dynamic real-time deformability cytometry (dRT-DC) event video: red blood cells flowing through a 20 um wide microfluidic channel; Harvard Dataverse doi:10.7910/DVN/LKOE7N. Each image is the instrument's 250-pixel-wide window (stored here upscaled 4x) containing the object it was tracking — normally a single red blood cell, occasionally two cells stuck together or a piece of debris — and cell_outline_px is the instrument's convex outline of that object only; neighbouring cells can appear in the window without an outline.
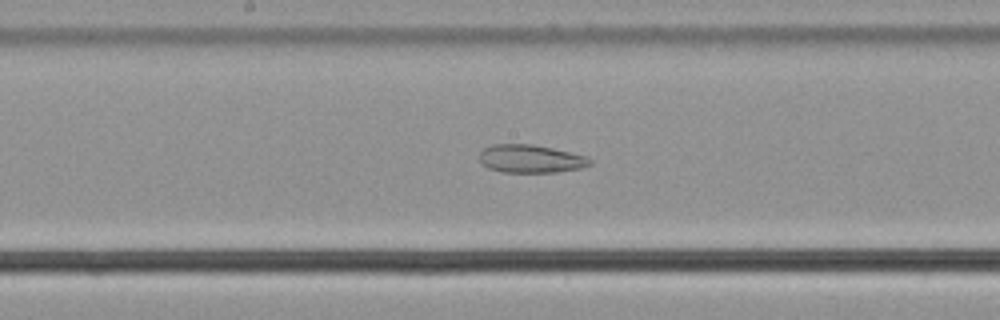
{"species": "common noctule bat (a hibernating species)", "species_latin": "Nyctalus noctula", "temperature_condition": "cold", "stored_images_in_passage": 58, "camera_frame_rate_fps": 3000, "um_per_image_px": 0.085, "animal": {"sex": "male", "body_mass_g": 21.5, "forearm_length_mm": 52.0}, "frame": {"image": 1, "passage_image": 31, "time_ms": 10.0, "image_size_px": [1000, 320], "cell_outline_px": [[592, 164], [580, 168], [556, 172], [504, 172], [488, 168], [480, 164], [480, 152], [484, 148], [492, 144], [532, 144], [552, 148], [588, 156], [592, 160]], "centroid_in_image_um": [45.1, 13.49], "position_along_channel_um": 203.1, "area_um2": 18.15}}
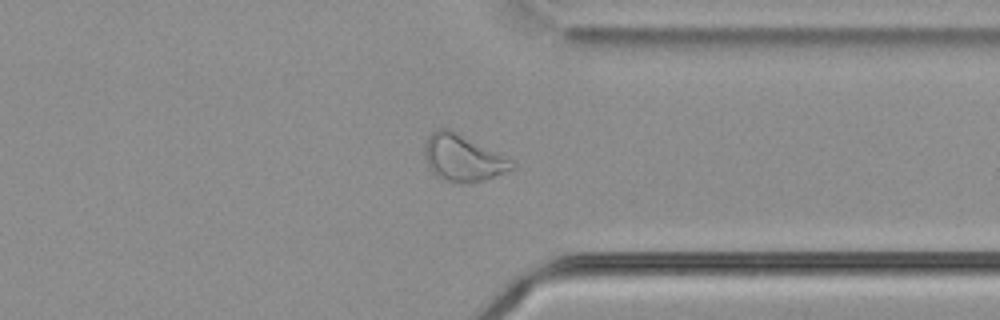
{"frame": {"image": 2, "passage_image": 45, "time_ms": 14.667, "image_size_px": [1000, 320], "cell_outline_px": [[516, 168], [508, 172], [484, 180], [464, 184], [460, 184], [444, 180], [436, 176], [428, 168], [424, 156], [424, 144], [428, 136], [432, 132], [440, 128], [448, 128], [516, 164]], "centroid_in_image_um": [39.28, 13.47], "position_along_channel_um": 372.1, "area_um2": 23.35}}
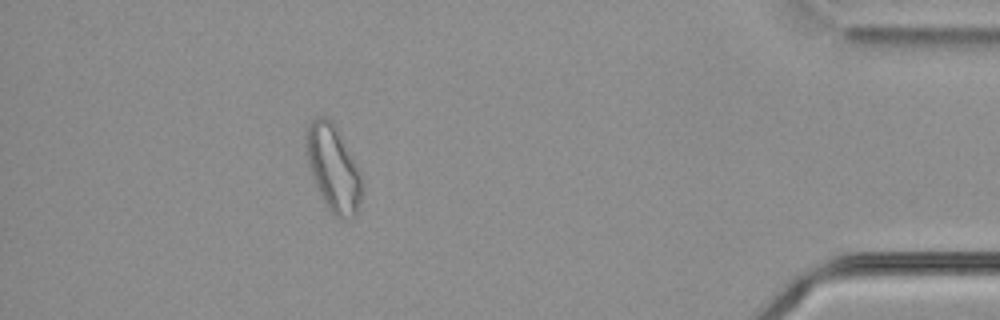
{"frame": {"image": 3, "passage_image": 52, "time_ms": 17.0, "image_size_px": [1000, 320], "cell_outline_px": [[364, 188], [360, 204], [356, 216], [348, 220], [344, 220], [336, 216], [328, 208], [320, 192], [312, 172], [308, 160], [304, 140], [304, 132], [308, 124], [316, 116], [324, 116], [332, 120], [336, 124], [360, 172]], "centroid_in_image_um": [28.35, 14.26], "position_along_channel_um": 406.8, "area_um2": 28.21}, "authors_computed_cell_mechanics": {"area_um2": 26.7325, "velocity_mm_per_s": 3.646, "shape_relaxation_time_tau1_ms": null, "shape_relaxation_time_tau2_ms": 10.5608, "deformation_change_tau1": null, "deformation_change_tau2": 0.2146}}